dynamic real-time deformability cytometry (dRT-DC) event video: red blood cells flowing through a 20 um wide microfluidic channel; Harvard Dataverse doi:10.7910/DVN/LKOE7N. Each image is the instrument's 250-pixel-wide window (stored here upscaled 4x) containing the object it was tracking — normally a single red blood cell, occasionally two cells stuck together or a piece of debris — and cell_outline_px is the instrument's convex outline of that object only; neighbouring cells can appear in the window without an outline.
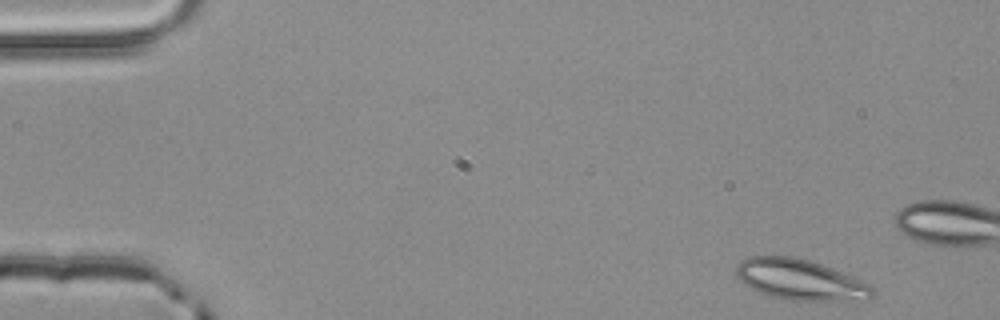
{"species": "common noctule bat (a hibernating species)", "species_latin": "Nyctalus noctula", "temperature_condition": "room temperature", "stored_images_in_passage": 3, "segment_of_instrument_passage": [2, 2], "camera_frame_rate_fps": 3000, "um_per_image_px": 0.085, "animal": {"sex": "male", "body_mass_g": 20.4}, "frame": {"image": 1, "passage_image": 3, "time_ms": 0.667, "image_size_px": [1000, 320], "cell_outline_px": [[872, 296], [868, 300], [792, 300], [772, 296], [760, 292], [744, 284], [736, 276], [736, 264], [748, 256], [796, 256], [832, 268], [860, 280], [868, 284], [872, 288]], "centroid_in_image_um": [67.97, 23.76], "position_along_channel_um": 17.0, "area_um2": 31.91}}